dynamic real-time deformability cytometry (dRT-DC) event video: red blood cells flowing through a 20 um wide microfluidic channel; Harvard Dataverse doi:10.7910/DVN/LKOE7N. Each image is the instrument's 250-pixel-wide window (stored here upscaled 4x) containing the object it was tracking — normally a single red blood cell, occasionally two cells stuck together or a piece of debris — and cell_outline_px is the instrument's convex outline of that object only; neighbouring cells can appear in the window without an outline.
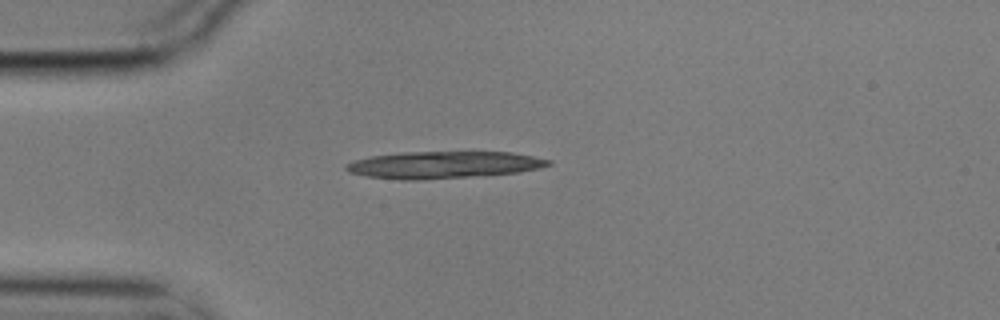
{"species": "common noctule bat (a hibernating species)", "species_latin": "Nyctalus noctula", "temperature_condition": "cold", "stored_images_in_passage": 1, "camera_frame_rate_fps": 3000, "um_per_image_px": 0.085, "animal": {"sex": "male", "body_mass_g": 17.9}, "frame": {"image": 1, "passage_image": 1, "time_ms": 0.0, "image_size_px": [1000, 320], "cell_outline_px": [[552, 164], [540, 168], [520, 172], [416, 180], [400, 180], [368, 176], [348, 172], [344, 168], [344, 164], [356, 160], [372, 156], [400, 152], [512, 152], [552, 160]], "centroid_in_image_um": [37.69, 14.0], "position_along_channel_um": 47.3, "area_um2": 31.67}}